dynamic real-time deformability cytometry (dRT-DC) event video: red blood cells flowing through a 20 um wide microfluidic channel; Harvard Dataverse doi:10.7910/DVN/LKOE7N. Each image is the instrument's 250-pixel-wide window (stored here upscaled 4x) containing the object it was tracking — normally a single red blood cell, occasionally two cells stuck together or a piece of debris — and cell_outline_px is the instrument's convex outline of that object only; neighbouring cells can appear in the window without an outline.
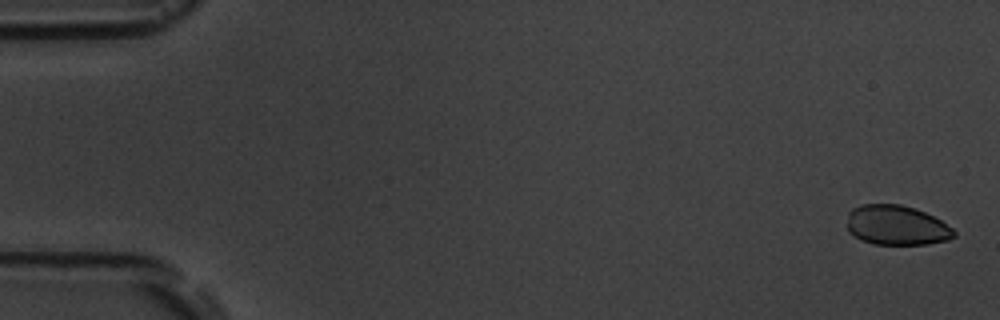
{"species": "common noctule bat (a hibernating species)", "species_latin": "Nyctalus noctula", "temperature_condition": "room temperature", "stored_images_in_passage": 6, "camera_frame_rate_fps": 3000, "um_per_image_px": 0.085, "animal": {"sex": "male", "body_mass_g": 19.5, "forearm_length_mm": 54.6}, "frame": {"image": 1, "passage_image": 1, "time_ms": 0.0, "image_size_px": [1000, 320], "cell_outline_px": [[956, 236], [948, 240], [928, 244], [872, 244], [860, 240], [848, 232], [848, 212], [852, 208], [860, 204], [900, 204], [916, 208], [940, 220], [952, 228], [956, 232]], "centroid_in_image_um": [76.19, 19.15], "position_along_channel_um": 8.8, "area_um2": 24.97}}